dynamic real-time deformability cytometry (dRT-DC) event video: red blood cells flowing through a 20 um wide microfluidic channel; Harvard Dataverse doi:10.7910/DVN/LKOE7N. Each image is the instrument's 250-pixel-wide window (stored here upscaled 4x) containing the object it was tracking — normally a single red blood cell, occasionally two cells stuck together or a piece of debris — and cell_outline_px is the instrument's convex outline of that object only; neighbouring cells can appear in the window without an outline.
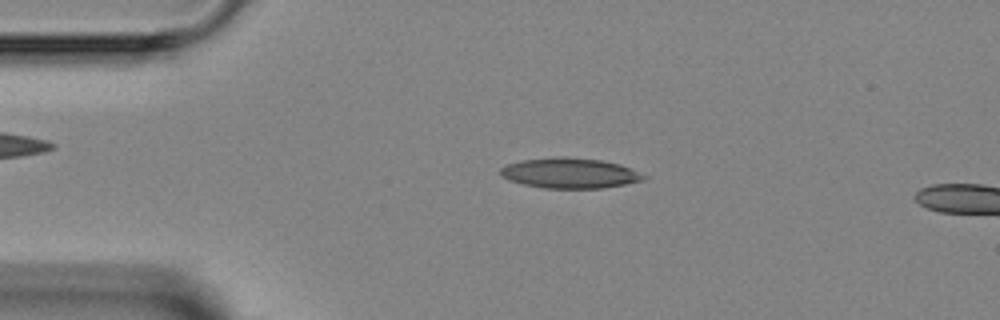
{"species": "Egyptian fruit bat (a non-hibernating species)", "species_latin": "Rousettus aegyptiacus", "temperature_condition": "room temperature", "stored_images_in_passage": 3, "camera_frame_rate_fps": 3000, "um_per_image_px": 0.085, "animal": {"sex": "female"}, "frame": {"image": 1, "passage_image": 2, "time_ms": 1.0, "image_size_px": [1000, 320], "cell_outline_px": [[648, 176], [644, 180], [604, 188], [544, 188], [524, 184], [508, 180], [500, 176], [500, 168], [508, 164], [520, 160], [552, 156], [564, 156], [604, 160], [620, 164]], "centroid_in_image_um": [48.42, 14.7], "position_along_channel_um": 36.6, "area_um2": 25.55}}